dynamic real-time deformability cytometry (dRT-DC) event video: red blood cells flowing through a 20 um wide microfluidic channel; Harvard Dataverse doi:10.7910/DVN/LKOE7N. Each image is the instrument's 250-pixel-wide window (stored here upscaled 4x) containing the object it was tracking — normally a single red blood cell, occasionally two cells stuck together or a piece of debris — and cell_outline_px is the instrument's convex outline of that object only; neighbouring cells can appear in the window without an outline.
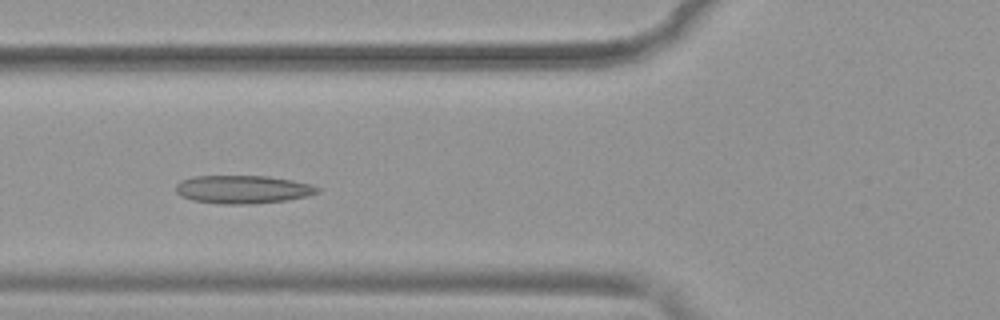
{"species": "common noctule bat (a hibernating species)", "species_latin": "Nyctalus noctula", "temperature_condition": "warm", "stored_images_in_passage": 26, "camera_frame_rate_fps": 3000, "um_per_image_px": 0.085, "animal": {"sex": "female", "body_mass_g": 19.9}, "frame": {"image": 1, "passage_image": 17, "time_ms": 5.333, "image_size_px": [1000, 320], "cell_outline_px": [[320, 192], [308, 196], [288, 200], [252, 204], [220, 204], [192, 200], [180, 196], [176, 192], [176, 184], [180, 180], [192, 176], [268, 176], [292, 180], [312, 184], [320, 188]], "centroid_in_image_um": [20.64, 16.1], "position_along_channel_um": 105.2, "area_um2": 23.52}}
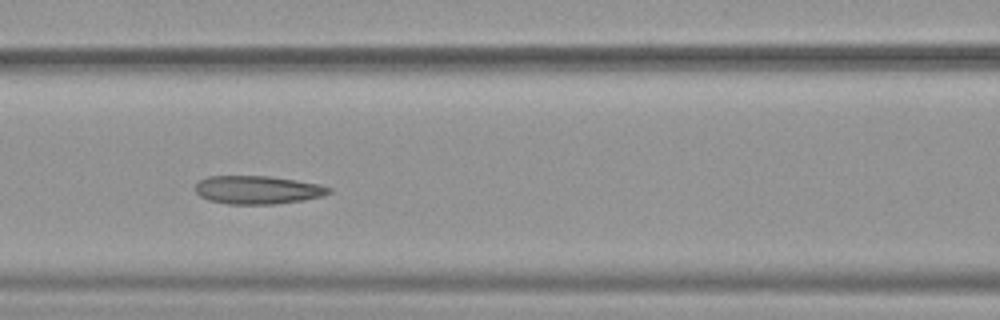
{"frame": {"image": 2, "passage_image": 20, "time_ms": 6.333, "image_size_px": [1000, 320], "cell_outline_px": [[332, 192], [324, 196], [304, 200], [276, 204], [228, 204], [208, 200], [200, 196], [196, 192], [196, 184], [200, 180], [208, 176], [268, 176], [296, 180], [320, 184], [332, 188]], "centroid_in_image_um": [21.94, 16.14], "position_along_channel_um": 144.7, "area_um2": 22.14}}
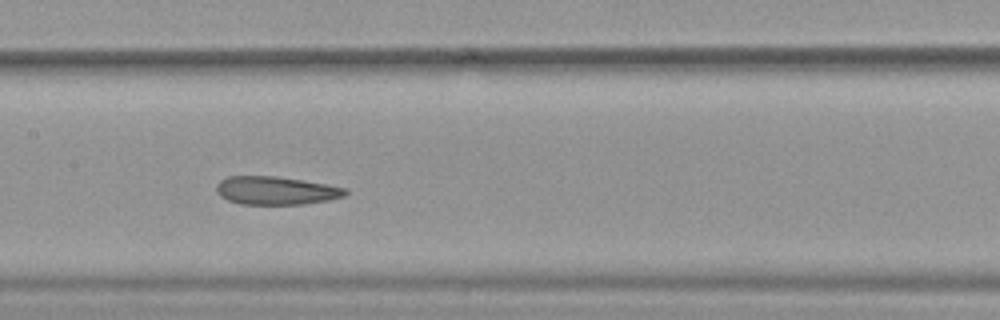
{"frame": {"image": 3, "passage_image": 23, "time_ms": 7.333, "image_size_px": [1000, 320], "cell_outline_px": [[348, 192], [344, 196], [328, 200], [304, 204], [240, 204], [228, 200], [220, 196], [216, 192], [216, 184], [220, 180], [228, 176], [276, 176], [304, 180], [328, 184], [348, 188]], "centroid_in_image_um": [23.46, 16.19], "position_along_channel_um": 183.9, "area_um2": 21.39}}